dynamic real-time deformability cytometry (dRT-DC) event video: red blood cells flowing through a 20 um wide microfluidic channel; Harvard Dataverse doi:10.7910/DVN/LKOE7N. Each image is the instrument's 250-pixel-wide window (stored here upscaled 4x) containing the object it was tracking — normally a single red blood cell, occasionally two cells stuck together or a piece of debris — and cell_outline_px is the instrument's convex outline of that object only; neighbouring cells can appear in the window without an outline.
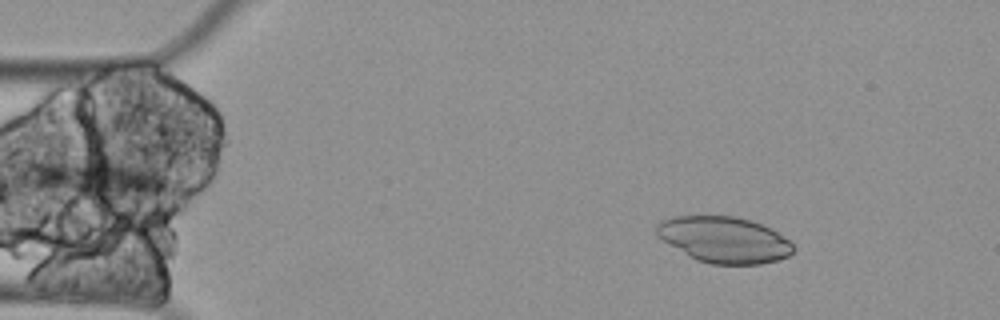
{"species": "Egyptian fruit bat (a non-hibernating species)", "species_latin": "Rousettus aegyptiacus", "temperature_condition": "cold", "stored_images_in_passage": 60, "camera_frame_rate_fps": 3000, "um_per_image_px": 0.085, "animal": {"sex": "female"}, "frame": {"image": 1, "passage_image": 8, "time_ms": 2.333, "image_size_px": [1000, 320], "cell_outline_px": [[796, 248], [788, 256], [776, 260], [760, 264], [712, 264], [696, 260], [688, 256], [656, 236], [656, 224], [660, 220], [672, 216], [736, 216], [752, 220], [772, 228], [788, 240]], "centroid_in_image_um": [61.53, 20.36], "position_along_channel_um": 23.5, "area_um2": 36.93}}
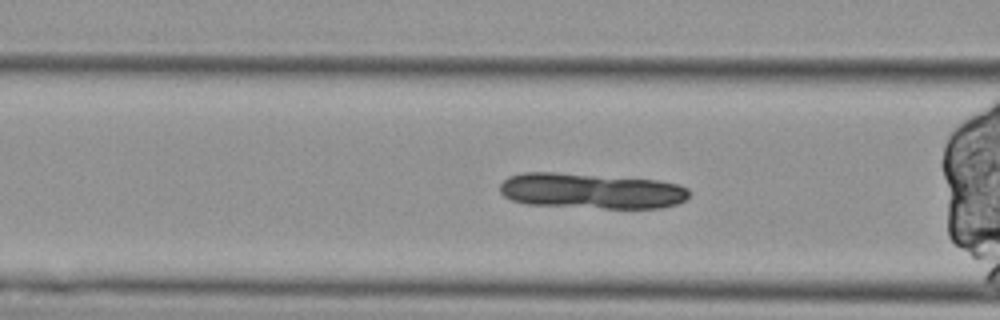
{"frame": {"image": 2, "passage_image": 22, "time_ms": 7.0, "image_size_px": [1000, 320], "cell_outline_px": [[692, 192], [684, 200], [676, 204], [660, 208], [604, 208], [524, 204], [512, 200], [504, 196], [500, 192], [500, 184], [508, 176], [524, 172], [556, 172], [660, 180], [676, 184], [688, 188]], "centroid_in_image_um": [50.25, 16.22], "position_along_channel_um": 116.4, "area_um2": 39.42}}